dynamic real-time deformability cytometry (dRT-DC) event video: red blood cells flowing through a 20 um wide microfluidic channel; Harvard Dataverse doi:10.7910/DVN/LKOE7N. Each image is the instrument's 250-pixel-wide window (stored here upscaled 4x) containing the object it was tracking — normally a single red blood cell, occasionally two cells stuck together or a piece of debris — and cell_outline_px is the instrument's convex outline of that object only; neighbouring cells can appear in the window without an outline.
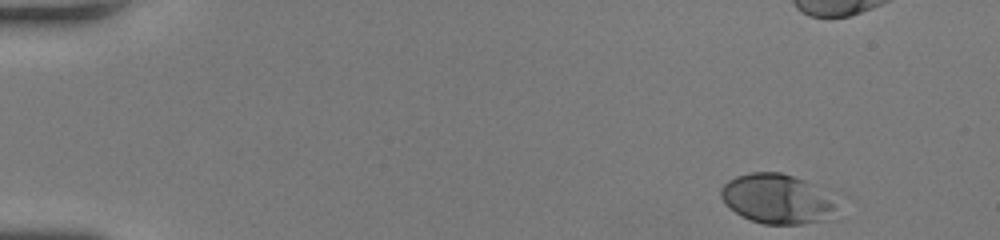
{"species": "human", "species_latin": "Homo sapiens", "temperature_condition": "room temperature", "stored_images_in_passage": 45, "camera_frame_rate_fps": 3000, "um_per_image_px": 0.085, "donor": {"sex": "female"}, "frame": {"image": 1, "passage_image": 1, "time_ms": 0.0, "image_size_px": [1000, 240], "cell_outline_px": [[836, 220], [800, 224], [764, 224], [752, 220], [736, 212], [720, 196], [720, 188], [728, 180], [736, 176], [752, 172], [780, 172], [804, 180], [812, 184], [832, 204]], "centroid_in_image_um": [66.01, 16.92], "position_along_channel_um": 19.0, "area_um2": 32.77}}
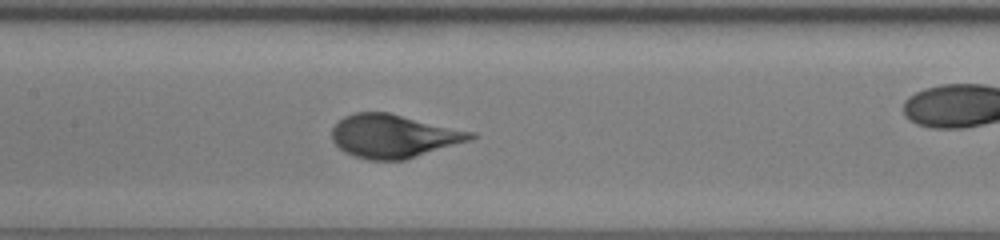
{"frame": {"image": 2, "passage_image": 21, "time_ms": 6.667, "image_size_px": [1000, 240], "cell_outline_px": [[480, 136], [472, 140], [404, 160], [368, 160], [352, 156], [344, 152], [332, 140], [332, 128], [344, 116], [356, 112], [388, 112], [476, 132]], "centroid_in_image_um": [33.5, 11.57], "position_along_channel_um": 173.9, "area_um2": 35.32}}
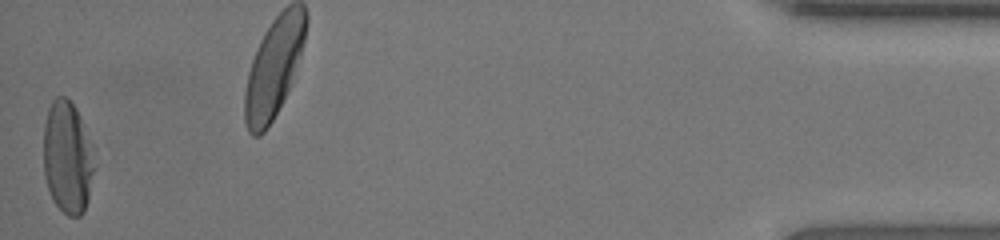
{"frame": {"image": 3, "passage_image": 45, "time_ms": 14.667, "image_size_px": [1000, 240], "cell_outline_px": [[96, 164], [88, 200], [84, 212], [80, 216], [68, 216], [52, 200], [44, 176], [44, 124], [48, 108], [52, 100], [56, 96], [64, 96], [76, 108], [80, 116]], "centroid_in_image_um": [5.73, 13.4], "position_along_channel_um": 429.5, "area_um2": 33.29}, "authors_computed_cell_mechanics": {"area_um2": 33.7552, "velocity_mm_per_s": 4.2937, "shape_relaxation_time_tau1_ms": 2.9552, "shape_relaxation_time_tau2_ms": null, "deformation_change_tau1": 0.1831, "deformation_change_tau2": null}}